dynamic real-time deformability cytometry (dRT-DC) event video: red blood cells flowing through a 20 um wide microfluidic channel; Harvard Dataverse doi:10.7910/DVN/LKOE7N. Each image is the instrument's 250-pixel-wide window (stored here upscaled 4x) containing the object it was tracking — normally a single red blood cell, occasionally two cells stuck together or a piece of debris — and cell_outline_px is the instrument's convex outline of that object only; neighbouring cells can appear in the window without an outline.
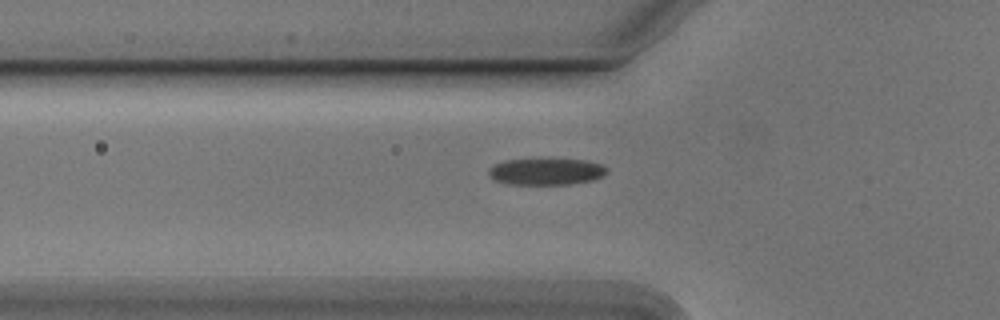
{"species": "Egyptian fruit bat (a non-hibernating species)", "species_latin": "Rousettus aegyptiacus", "temperature_condition": "cold", "stored_images_in_passage": 37, "camera_frame_rate_fps": 3000, "um_per_image_px": 0.085, "animal": {"sex": "male"}, "frame": {"image": 1, "passage_image": 3, "time_ms": 0.667, "image_size_px": [1000, 320], "cell_outline_px": [[608, 172], [604, 176], [592, 180], [572, 184], [508, 184], [496, 180], [488, 172], [488, 168], [504, 160], [584, 160], [600, 164], [608, 168]], "centroid_in_image_um": [46.46, 14.6], "position_along_channel_um": 79.3, "area_um2": 18.03}}
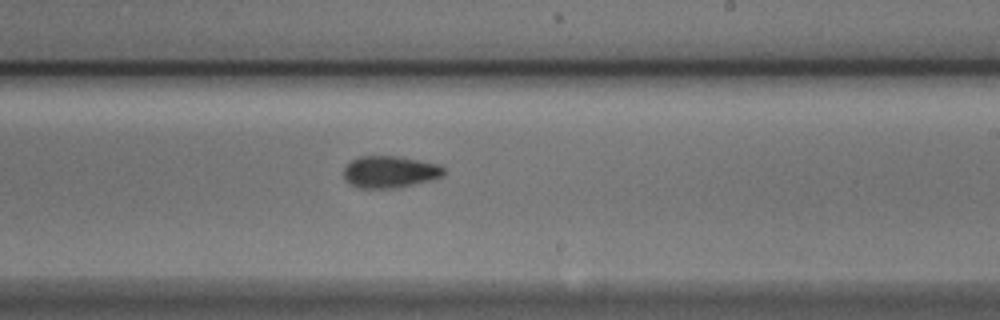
{"frame": {"image": 2, "passage_image": 17, "time_ms": 5.333, "image_size_px": [1000, 320], "cell_outline_px": [[444, 176], [432, 180], [400, 188], [360, 188], [352, 184], [344, 176], [344, 168], [352, 160], [360, 156], [396, 156], [440, 164], [444, 168]], "centroid_in_image_um": [33.19, 14.61], "position_along_channel_um": 255.8, "area_um2": 18.61}}
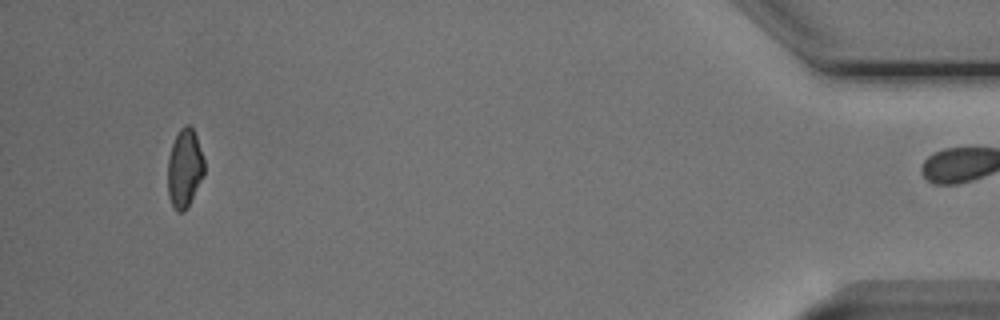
{"frame": {"image": 3, "passage_image": 36, "time_ms": 11.667, "image_size_px": [1000, 320], "cell_outline_px": [[204, 176], [188, 208], [184, 212], [176, 212], [172, 208], [168, 196], [168, 156], [172, 144], [180, 128], [184, 124], [188, 124], [192, 128], [196, 136], [204, 160]], "centroid_in_image_um": [15.68, 14.36], "position_along_channel_um": 419.5, "area_um2": 16.99}, "authors_computed_cell_mechanics": {"area_um2": 18.0336, "velocity_mm_per_s": 3.7768, "shape_relaxation_time_tau1_ms": 2.3609, "shape_relaxation_time_tau2_ms": 1.8745, "deformation_change_tau1": 0.1273, "deformation_change_tau2": 0.0734}}